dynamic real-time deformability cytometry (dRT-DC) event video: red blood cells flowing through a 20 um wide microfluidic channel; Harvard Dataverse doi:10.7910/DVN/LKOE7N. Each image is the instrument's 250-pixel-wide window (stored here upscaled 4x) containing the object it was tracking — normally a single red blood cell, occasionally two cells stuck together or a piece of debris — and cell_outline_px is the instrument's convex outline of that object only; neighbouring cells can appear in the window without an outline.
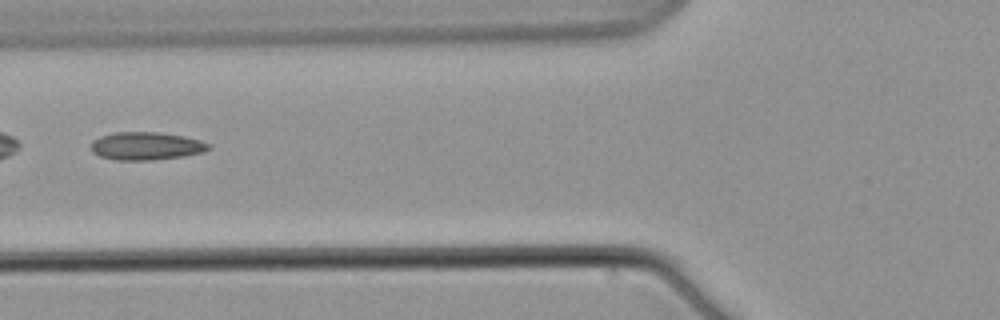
{"species": "common noctule bat (a hibernating species)", "species_latin": "Nyctalus noctula", "temperature_condition": "warm", "stored_images_in_passage": 4, "camera_frame_rate_fps": 3000, "um_per_image_px": 0.085, "animal": {"sex": "male", "body_mass_g": 21.5, "forearm_length_mm": 52.0}, "frame": {"image": 1, "passage_image": 4, "time_ms": 3.667, "image_size_px": [1000, 320], "cell_outline_px": [[208, 148], [204, 152], [184, 156], [152, 160], [116, 160], [100, 156], [92, 152], [92, 144], [100, 136], [116, 132], [160, 132], [184, 136], [200, 140], [208, 144]], "centroid_in_image_um": [12.43, 12.41], "position_along_channel_um": 113.4, "area_um2": 18.96}}